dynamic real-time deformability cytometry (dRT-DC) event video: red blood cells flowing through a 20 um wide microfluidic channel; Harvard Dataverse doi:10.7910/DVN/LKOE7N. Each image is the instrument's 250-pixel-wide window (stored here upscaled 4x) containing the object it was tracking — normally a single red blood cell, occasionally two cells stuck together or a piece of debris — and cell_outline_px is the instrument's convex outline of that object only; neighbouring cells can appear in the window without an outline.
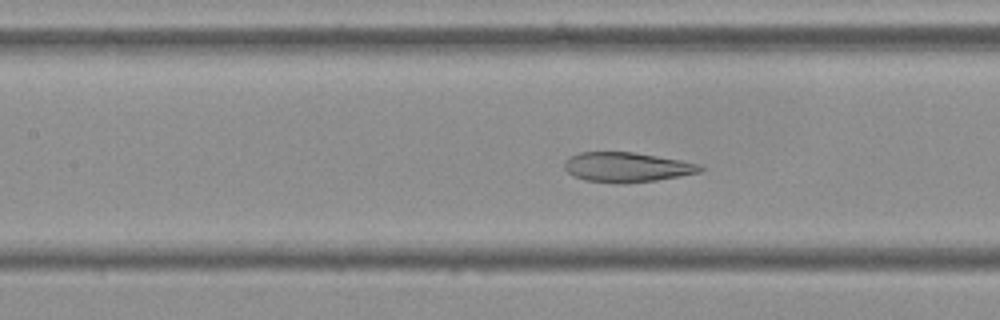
{"species": "Egyptian fruit bat (a non-hibernating species)", "species_latin": "Rousettus aegyptiacus", "temperature_condition": "cold", "stored_images_in_passage": 56, "camera_frame_rate_fps": 3000, "um_per_image_px": 0.085, "frame": {"image": 1, "passage_image": 25, "time_ms": 8.0, "image_size_px": [1000, 320], "cell_outline_px": [[704, 168], [700, 172], [680, 176], [656, 180], [624, 184], [620, 184], [584, 180], [572, 176], [564, 168], [564, 160], [568, 156], [580, 152], [632, 152], [680, 160], [700, 164]], "centroid_in_image_um": [53.23, 14.22], "position_along_channel_um": 154.2, "area_um2": 23.7}}
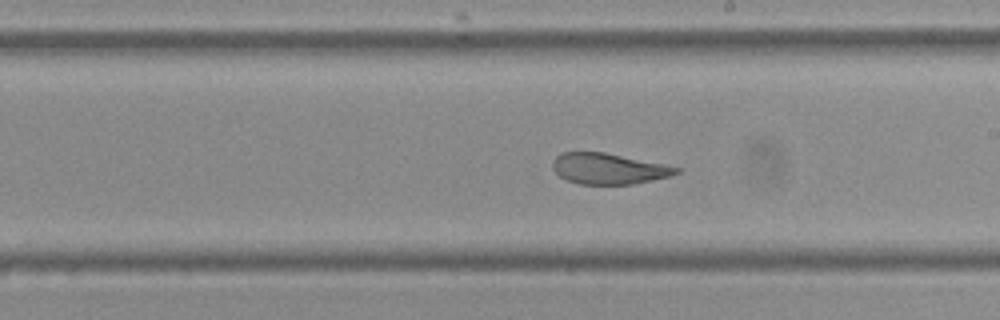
{"frame": {"image": 2, "passage_image": 32, "time_ms": 10.333, "image_size_px": [1000, 320], "cell_outline_px": [[684, 168], [680, 172], [672, 176], [632, 184], [580, 184], [568, 180], [560, 176], [552, 168], [552, 160], [560, 152], [604, 152]], "centroid_in_image_um": [51.75, 14.33], "position_along_channel_um": 237.2, "area_um2": 22.31}}
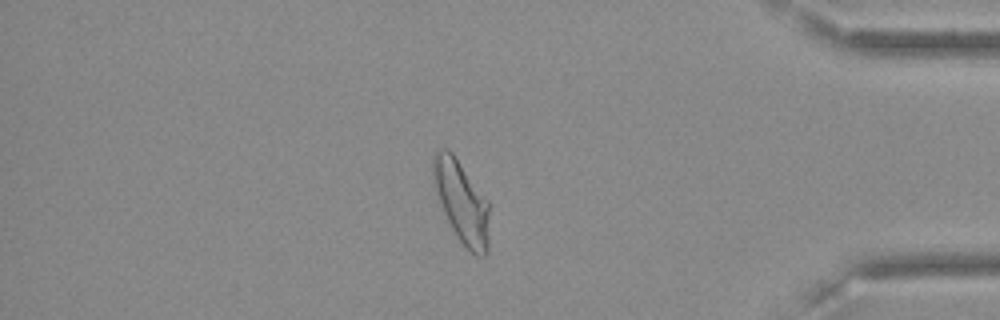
{"frame": {"image": 3, "passage_image": 48, "time_ms": 15.667, "image_size_px": [1000, 320], "cell_outline_px": [[488, 252], [484, 256], [476, 256], [456, 236], [444, 212], [432, 180], [432, 156], [440, 148], [448, 148], [452, 152], [488, 200]], "centroid_in_image_um": [39.22, 17.12], "position_along_channel_um": 396.0, "area_um2": 26.65}, "authors_computed_cell_mechanics": {"area_um2": 26.7325, "velocity_mm_per_s": 3.5726, "shape_relaxation_time_tau1_ms": 10.9287, "shape_relaxation_time_tau2_ms": 1.5813, "deformation_change_tau1": 0.2621, "deformation_change_tau2": 0.0875}}